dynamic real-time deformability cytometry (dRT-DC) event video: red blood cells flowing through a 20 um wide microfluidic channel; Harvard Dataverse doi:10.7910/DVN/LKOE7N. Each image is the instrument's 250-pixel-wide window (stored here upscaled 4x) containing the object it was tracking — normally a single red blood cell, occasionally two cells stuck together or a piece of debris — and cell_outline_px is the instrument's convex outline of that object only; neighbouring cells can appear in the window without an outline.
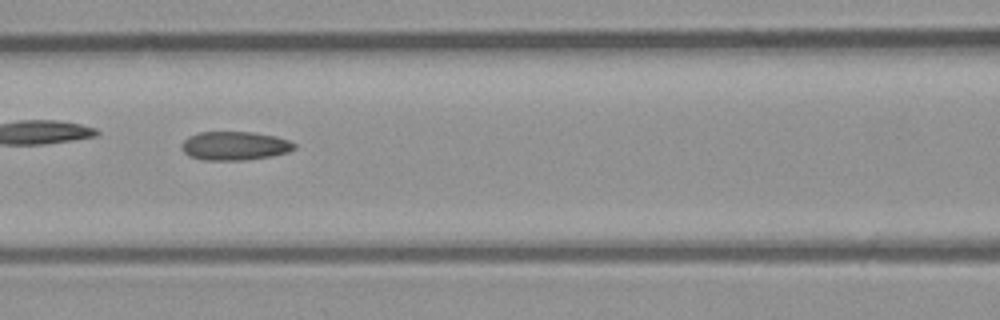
{"species": "common noctule bat (a hibernating species)", "species_latin": "Nyctalus noctula", "temperature_condition": "room temperature", "stored_images_in_passage": 39, "camera_frame_rate_fps": 3000, "um_per_image_px": 0.085, "animal": {"sex": "male", "body_mass_g": 23.1, "forearm_length_mm": 52.7}, "frame": {"image": 1, "passage_image": 17, "time_ms": 5.333, "image_size_px": [1000, 320], "cell_outline_px": [[296, 148], [288, 152], [268, 156], [244, 160], [204, 160], [188, 156], [180, 148], [180, 144], [188, 136], [200, 132], [252, 132], [276, 136], [288, 140], [296, 144]], "centroid_in_image_um": [19.91, 12.39], "position_along_channel_um": 146.7, "area_um2": 18.9}}
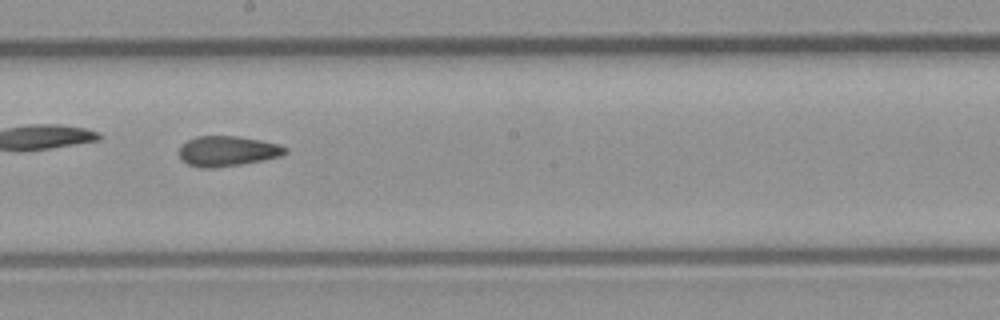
{"frame": {"image": 2, "passage_image": 23, "time_ms": 7.333, "image_size_px": [1000, 320], "cell_outline_px": [[288, 152], [280, 156], [264, 160], [240, 164], [212, 168], [200, 168], [188, 164], [180, 156], [180, 144], [196, 136], [236, 136], [260, 140], [276, 144], [288, 148]], "centroid_in_image_um": [19.33, 12.84], "position_along_channel_um": 228.9, "area_um2": 18.55}}